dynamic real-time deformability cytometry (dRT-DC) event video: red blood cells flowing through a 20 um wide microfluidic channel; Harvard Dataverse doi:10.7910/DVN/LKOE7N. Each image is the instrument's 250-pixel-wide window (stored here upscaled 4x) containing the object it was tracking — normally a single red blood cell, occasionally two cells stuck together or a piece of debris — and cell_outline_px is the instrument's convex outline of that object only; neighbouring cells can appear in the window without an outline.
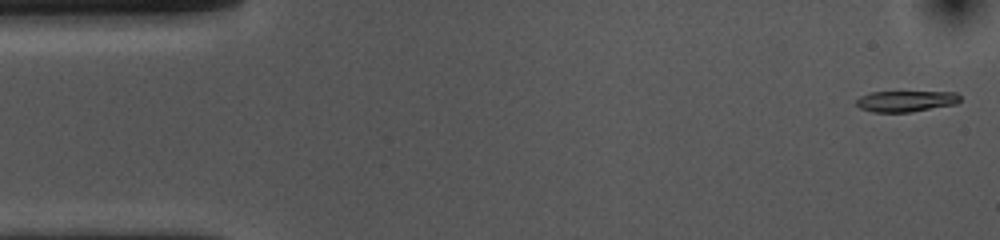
{"species": "common noctule bat (a hibernating species)", "species_latin": "Nyctalus noctula", "temperature_condition": "cold", "stored_images_in_passage": 53, "camera_frame_rate_fps": 3000, "um_per_image_px": 0.085, "animal": {"sex": "female", "body_mass_g": 10.0, "forearm_length_mm": 53.1}, "frame": {"image": 1, "passage_image": 1, "time_ms": 0.0, "image_size_px": [1000, 240], "cell_outline_px": [[960, 100], [956, 104], [912, 112], [872, 112], [860, 108], [856, 104], [856, 100], [860, 96], [872, 92], [956, 92], [960, 96]], "centroid_in_image_um": [77.0, 8.6], "position_along_channel_um": 8.0, "area_um2": 12.72}}
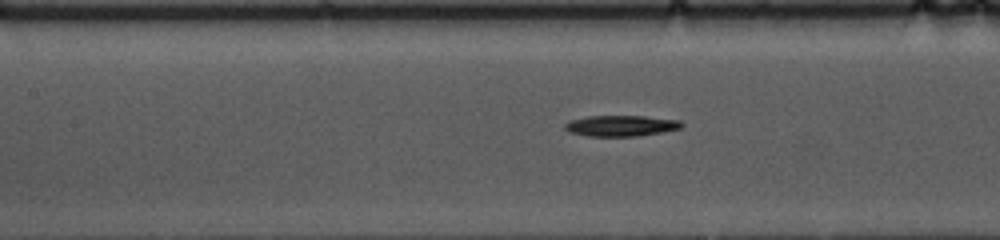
{"frame": {"image": 2, "passage_image": 22, "time_ms": 7.0, "image_size_px": [1000, 240], "cell_outline_px": [[684, 124], [680, 128], [660, 132], [636, 136], [588, 136], [568, 132], [564, 128], [564, 124], [568, 120], [588, 116], [644, 116], [680, 120]], "centroid_in_image_um": [52.73, 10.68], "position_along_channel_um": 154.7, "area_um2": 14.22}}
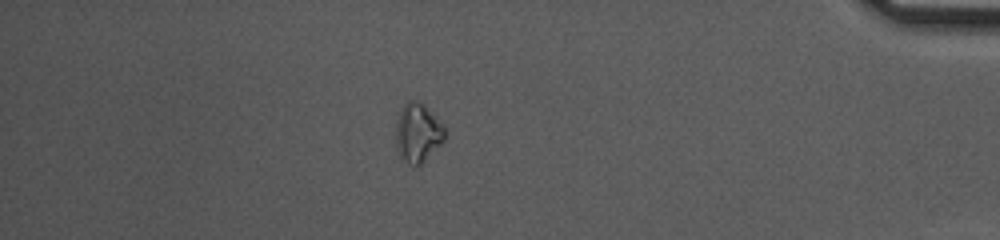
{"frame": {"image": 3, "passage_image": 46, "time_ms": 15.0, "image_size_px": [1000, 240], "cell_outline_px": [[444, 140], [416, 168], [408, 164], [404, 160], [396, 148], [396, 124], [400, 108], [408, 100], [420, 100], [444, 124]], "centroid_in_image_um": [35.5, 11.25], "position_along_channel_um": 399.7, "area_um2": 16.88}, "authors_computed_cell_mechanics": {"area_um2": 14.161, "velocity_mm_per_s": 3.6311, "shape_relaxation_time_tau1_ms": 5.2701, "shape_relaxation_time_tau2_ms": null, "deformation_change_tau1": 0.1273, "deformation_change_tau2": null}}